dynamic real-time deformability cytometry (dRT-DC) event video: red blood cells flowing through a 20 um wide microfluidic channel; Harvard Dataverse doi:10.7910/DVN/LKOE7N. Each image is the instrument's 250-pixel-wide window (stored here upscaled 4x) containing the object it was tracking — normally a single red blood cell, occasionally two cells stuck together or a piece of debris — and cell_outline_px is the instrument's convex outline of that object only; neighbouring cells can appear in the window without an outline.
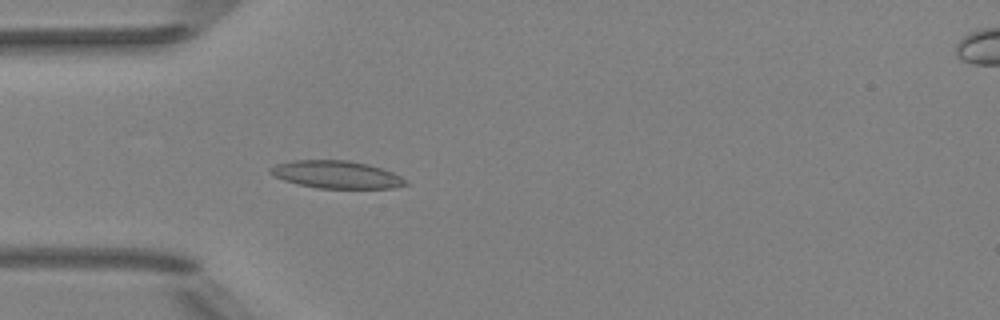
{"species": "Egyptian fruit bat (a non-hibernating species)", "species_latin": "Rousettus aegyptiacus", "temperature_condition": "room temperature", "stored_images_in_passage": 32, "camera_frame_rate_fps": 3000, "um_per_image_px": 0.085, "animal": {"sex": "female"}, "frame": {"image": 1, "passage_image": 16, "time_ms": 5.0, "image_size_px": [1000, 320], "cell_outline_px": [[408, 184], [392, 188], [316, 188], [284, 180], [272, 176], [268, 172], [268, 168], [276, 164], [292, 160], [348, 160], [368, 164], [392, 172], [408, 180]], "centroid_in_image_um": [28.56, 14.83], "position_along_channel_um": 56.4, "area_um2": 21.79}}
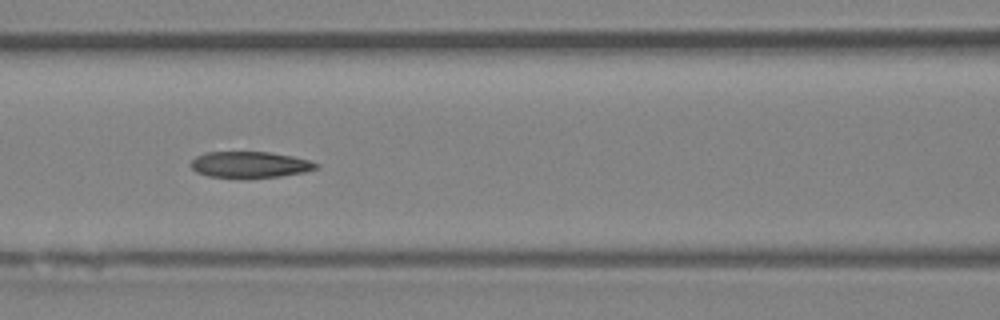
{"frame": {"image": 2, "passage_image": 23, "time_ms": 7.333, "image_size_px": [1000, 320], "cell_outline_px": [[320, 168], [304, 172], [280, 176], [208, 176], [196, 172], [188, 164], [196, 156], [204, 152], [268, 152], [292, 156], [308, 160], [320, 164]], "centroid_in_image_um": [21.24, 13.96], "position_along_channel_um": 145.4, "area_um2": 18.73}}
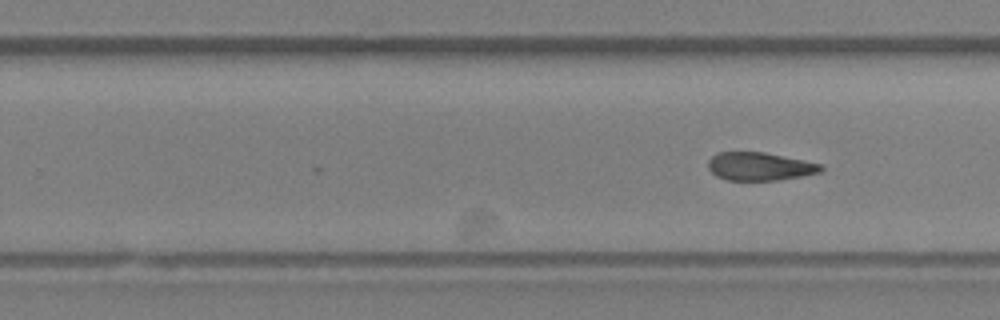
{"frame": {"image": 3, "passage_image": 32, "time_ms": 10.333, "image_size_px": [1000, 320], "cell_outline_px": [[824, 168], [820, 172], [800, 176], [776, 180], [728, 180], [716, 176], [708, 168], [708, 160], [712, 156], [720, 152], [764, 152], [820, 164]], "centroid_in_image_um": [64.53, 14.14], "position_along_channel_um": 265.3, "area_um2": 18.21}}